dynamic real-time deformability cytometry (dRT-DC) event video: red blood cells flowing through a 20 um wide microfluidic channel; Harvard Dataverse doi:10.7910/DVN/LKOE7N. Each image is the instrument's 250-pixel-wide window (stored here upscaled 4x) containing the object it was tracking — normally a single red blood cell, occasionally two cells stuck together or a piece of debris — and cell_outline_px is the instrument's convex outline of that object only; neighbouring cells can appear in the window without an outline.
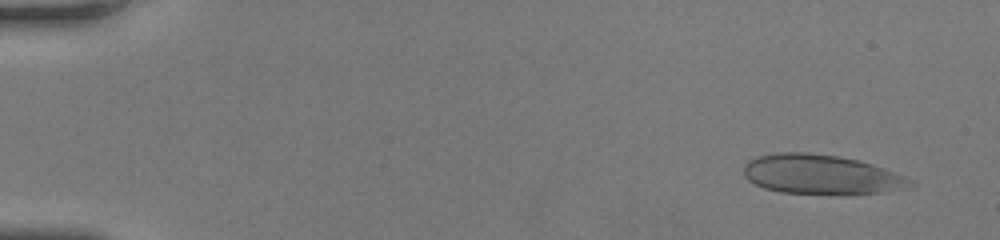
{"species": "human", "species_latin": "Homo sapiens", "temperature_condition": "room temperature", "stored_images_in_passage": 49, "camera_frame_rate_fps": 3000, "um_per_image_px": 0.085, "donor": {"sex": "female"}, "frame": {"image": 1, "passage_image": 3, "time_ms": 0.667, "image_size_px": [1000, 240], "cell_outline_px": [[916, 188], [880, 192], [780, 192], [764, 188], [748, 180], [744, 176], [744, 164], [748, 160], [760, 156], [776, 152], [804, 152], [836, 156], [860, 160], [884, 168], [904, 176], [912, 180], [916, 184]], "centroid_in_image_um": [69.81, 14.8], "position_along_channel_um": 15.2, "area_um2": 37.74}}
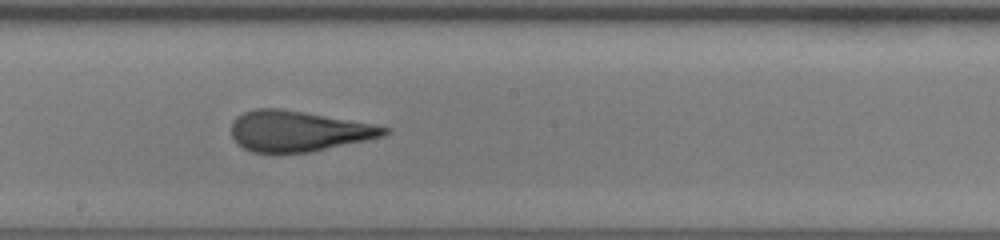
{"frame": {"image": 2, "passage_image": 28, "time_ms": 9.0, "image_size_px": [1000, 240], "cell_outline_px": [[392, 132], [384, 136], [368, 140], [312, 152], [252, 152], [236, 144], [232, 136], [232, 120], [236, 116], [252, 108], [280, 108], [376, 124], [392, 128]], "centroid_in_image_um": [25.39, 11.14], "position_along_channel_um": 222.8, "area_um2": 36.59}}
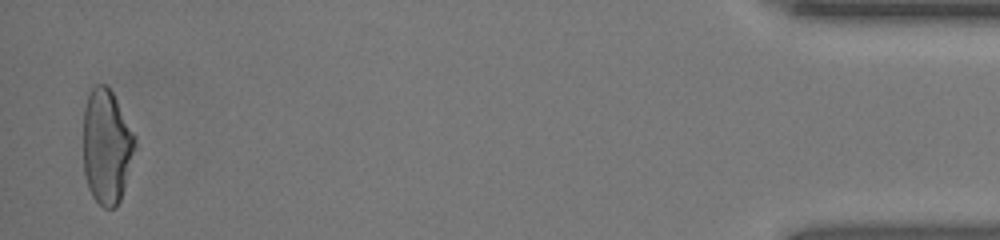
{"frame": {"image": 3, "passage_image": 48, "time_ms": 15.667, "image_size_px": [1000, 240], "cell_outline_px": [[136, 144], [124, 188], [120, 200], [116, 208], [104, 208], [92, 196], [88, 188], [84, 176], [84, 108], [88, 92], [96, 84], [104, 84], [112, 92], [136, 136]], "centroid_in_image_um": [9.05, 12.46], "position_along_channel_um": 426.1, "area_um2": 34.56}, "authors_computed_cell_mechanics": {"area_um2": 37.0498, "velocity_mm_per_s": 4.2823, "shape_relaxation_time_tau1_ms": null, "shape_relaxation_time_tau2_ms": 0.83, "deformation_change_tau1": null, "deformation_change_tau2": 0.0917}}